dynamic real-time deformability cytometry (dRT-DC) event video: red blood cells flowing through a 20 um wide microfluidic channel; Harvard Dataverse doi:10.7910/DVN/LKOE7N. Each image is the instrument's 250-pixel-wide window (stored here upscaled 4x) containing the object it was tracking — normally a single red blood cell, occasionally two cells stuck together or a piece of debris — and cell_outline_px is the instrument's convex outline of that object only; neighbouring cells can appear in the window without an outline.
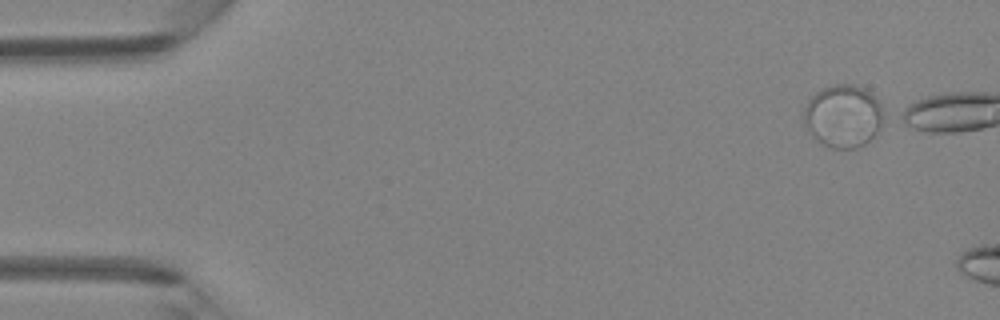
{"species": "Egyptian fruit bat (a non-hibernating species)", "species_latin": "Rousettus aegyptiacus", "temperature_condition": "room temperature", "stored_images_in_passage": 2, "camera_frame_rate_fps": 3000, "um_per_image_px": 0.085, "animal": {"sex": "female"}, "frame": {"image": 1, "passage_image": 1, "time_ms": 0.0, "image_size_px": [1000, 320], "cell_outline_px": [[888, 116], [876, 132], [864, 144], [856, 148], [832, 148], [816, 140], [812, 136], [804, 124], [804, 108], [808, 100], [816, 92], [832, 84], [852, 84], [864, 88], [880, 104]], "centroid_in_image_um": [71.68, 9.86], "position_along_channel_um": 13.3, "area_um2": 29.19}}